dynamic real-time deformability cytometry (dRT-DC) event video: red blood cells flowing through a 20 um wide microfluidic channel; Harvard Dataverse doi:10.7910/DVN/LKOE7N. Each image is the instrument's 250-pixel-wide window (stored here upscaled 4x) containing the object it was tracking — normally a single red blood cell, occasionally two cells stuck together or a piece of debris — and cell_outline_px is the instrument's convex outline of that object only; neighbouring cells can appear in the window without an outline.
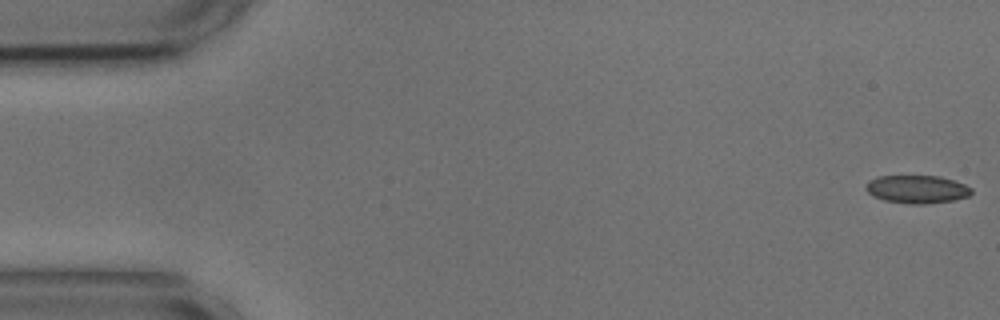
{"species": "common noctule bat (a hibernating species)", "species_latin": "Nyctalus noctula", "temperature_condition": "cold", "stored_images_in_passage": 53, "camera_frame_rate_fps": 3000, "um_per_image_px": 0.085, "animal": {"sex": "male", "body_mass_g": 17.9, "forearm_length_mm": 54.2}, "frame": {"image": 1, "passage_image": 1, "time_ms": 0.0, "image_size_px": [1000, 320], "cell_outline_px": [[972, 192], [968, 196], [952, 200], [924, 204], [912, 204], [884, 200], [868, 192], [864, 188], [868, 180], [880, 176], [940, 176], [964, 184], [972, 188]], "centroid_in_image_um": [77.94, 16.08], "position_along_channel_um": 7.1, "area_um2": 17.05}}
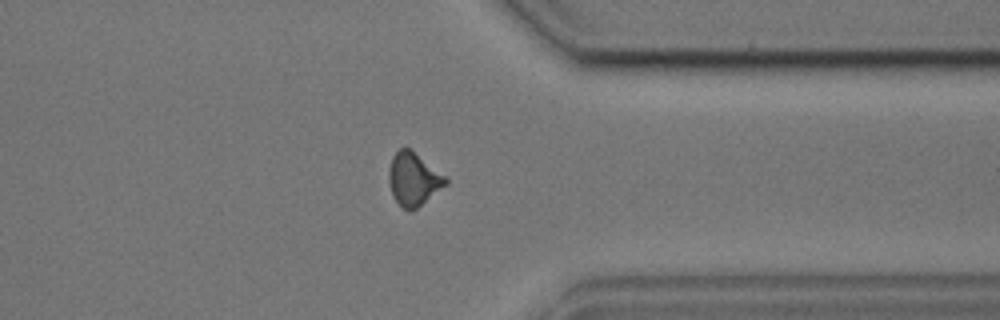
{"frame": {"image": 2, "passage_image": 42, "time_ms": 13.667, "image_size_px": [1000, 320], "cell_outline_px": [[448, 184], [416, 208], [404, 208], [396, 200], [392, 192], [388, 180], [388, 172], [392, 156], [404, 144], [444, 176], [448, 180]], "centroid_in_image_um": [35.13, 15.18], "position_along_channel_um": 376.3, "area_um2": 17.05}}
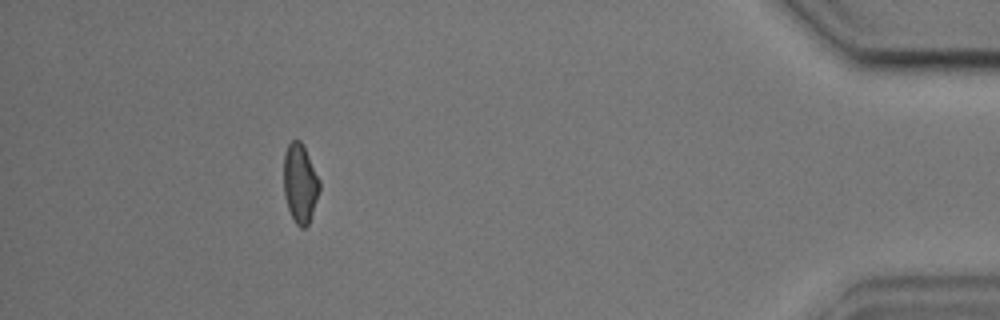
{"frame": {"image": 3, "passage_image": 49, "time_ms": 16.0, "image_size_px": [1000, 320], "cell_outline_px": [[320, 188], [308, 224], [304, 228], [300, 228], [296, 224], [288, 208], [284, 196], [284, 152], [288, 144], [292, 140], [300, 140], [320, 180]], "centroid_in_image_um": [25.49, 15.58], "position_along_channel_um": 409.7, "area_um2": 16.24}}